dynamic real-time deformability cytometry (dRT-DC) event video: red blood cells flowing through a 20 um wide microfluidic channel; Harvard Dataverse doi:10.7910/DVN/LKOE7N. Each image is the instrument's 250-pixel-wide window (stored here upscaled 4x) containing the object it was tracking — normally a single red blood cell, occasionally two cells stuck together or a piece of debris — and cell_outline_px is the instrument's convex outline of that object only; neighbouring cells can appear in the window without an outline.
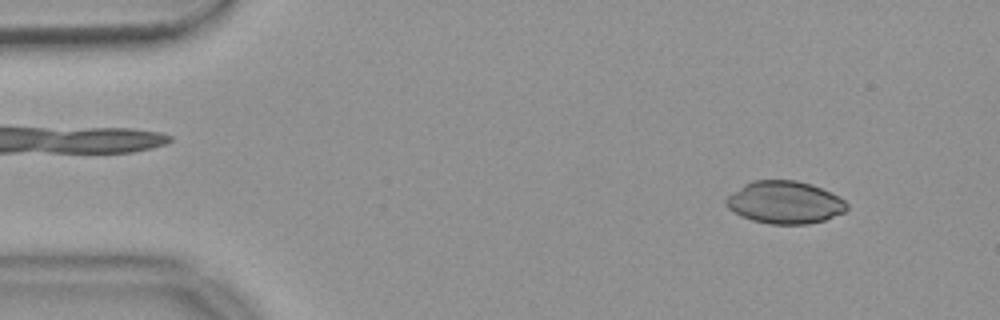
{"species": "common noctule bat (a hibernating species)", "species_latin": "Nyctalus noctula", "temperature_condition": "warm", "stored_images_in_passage": 54, "camera_frame_rate_fps": 3000, "um_per_image_px": 0.085, "animal": {"sex": "female", "body_mass_g": 18.4}, "frame": {"image": 1, "passage_image": 5, "time_ms": 1.333, "image_size_px": [1000, 320], "cell_outline_px": [[848, 208], [844, 212], [824, 220], [808, 224], [768, 224], [752, 220], [728, 208], [724, 204], [724, 200], [732, 192], [744, 184], [752, 180], [796, 180], [812, 184], [832, 192], [844, 200], [848, 204]], "centroid_in_image_um": [66.71, 17.19], "position_along_channel_um": 18.3, "area_um2": 30.0}}
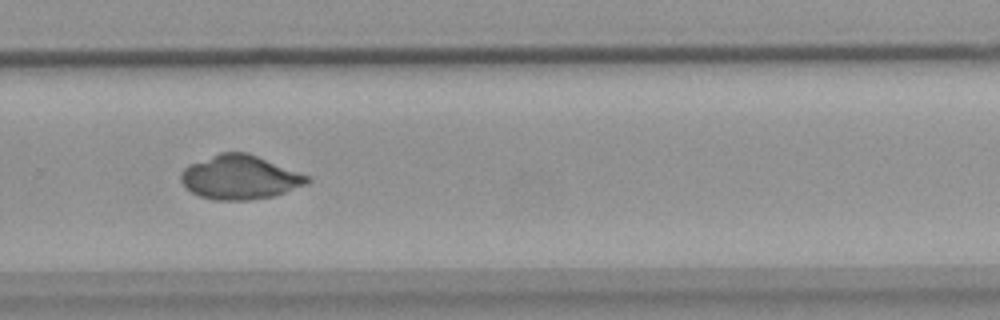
{"frame": {"image": 2, "passage_image": 36, "time_ms": 11.667, "image_size_px": [1000, 320], "cell_outline_px": [[312, 180], [308, 184], [272, 196], [248, 200], [216, 200], [200, 196], [192, 192], [180, 180], [180, 172], [188, 164], [220, 152], [248, 152], [312, 176]], "centroid_in_image_um": [20.42, 15.05], "position_along_channel_um": 309.4, "area_um2": 32.66}}
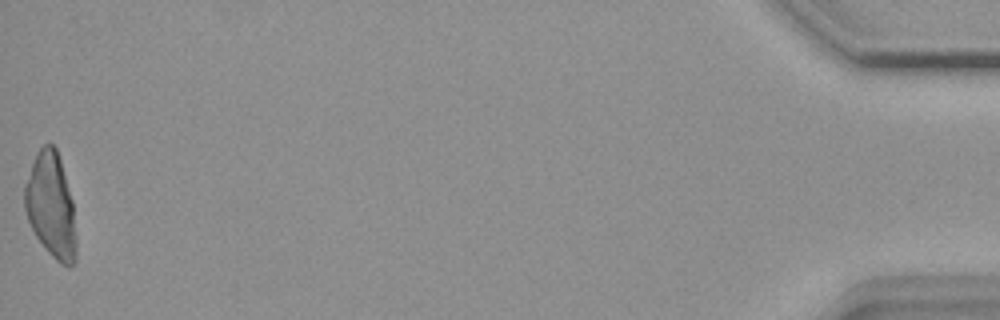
{"frame": {"image": 3, "passage_image": 54, "time_ms": 17.667, "image_size_px": [1000, 320], "cell_outline_px": [[76, 260], [68, 268], [60, 264], [48, 252], [36, 236], [28, 220], [24, 208], [24, 184], [36, 152], [44, 144], [52, 144], [56, 148], [60, 160], [72, 200], [76, 244]], "centroid_in_image_um": [4.32, 17.49], "position_along_channel_um": 430.9, "area_um2": 31.39}}